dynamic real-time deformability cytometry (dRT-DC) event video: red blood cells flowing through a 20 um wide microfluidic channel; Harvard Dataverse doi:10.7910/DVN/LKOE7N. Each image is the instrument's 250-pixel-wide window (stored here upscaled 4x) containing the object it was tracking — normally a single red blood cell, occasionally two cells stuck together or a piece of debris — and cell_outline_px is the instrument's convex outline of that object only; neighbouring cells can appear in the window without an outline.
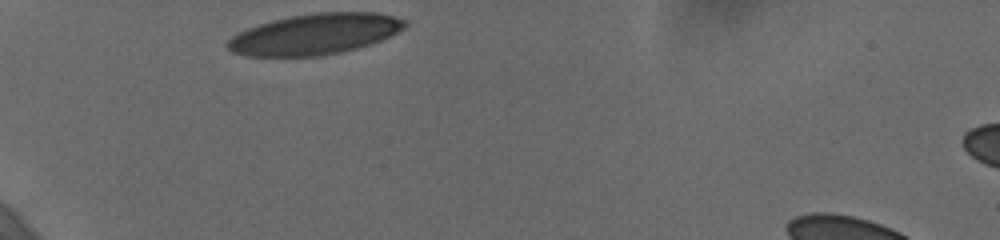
{"species": "human", "species_latin": "Homo sapiens", "temperature_condition": "cold", "stored_images_in_passage": 31, "camera_frame_rate_fps": 3000, "um_per_image_px": 0.085, "donor": {"sex": "female"}, "frame": {"image": 1, "passage_image": 1, "time_ms": 0.0, "image_size_px": [1000, 240], "cell_outline_px": [[408, 24], [404, 28], [380, 40], [356, 48], [340, 52], [320, 56], [248, 56], [232, 52], [224, 44], [232, 36], [248, 28], [272, 20], [292, 16], [316, 12], [376, 12], [392, 16], [404, 20]], "centroid_in_image_um": [26.73, 2.9], "position_along_channel_um": 58.3, "area_um2": 41.79}}
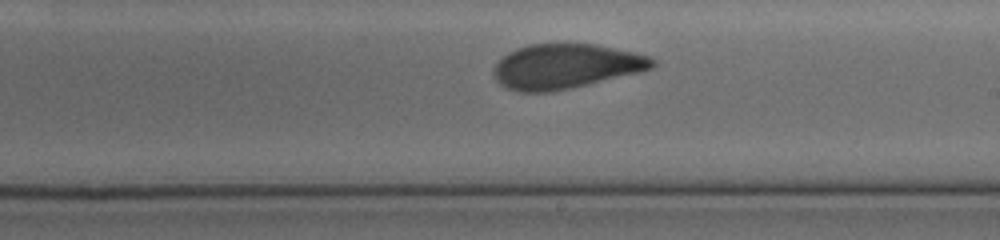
{"frame": {"image": 2, "passage_image": 18, "time_ms": 5.667, "image_size_px": [1000, 240], "cell_outline_px": [[656, 64], [652, 68], [640, 72], [572, 88], [548, 92], [520, 92], [508, 88], [500, 84], [496, 80], [492, 72], [496, 64], [508, 52], [516, 48], [532, 44], [596, 44], [636, 52], [652, 56], [656, 60]], "centroid_in_image_um": [48.12, 5.63], "position_along_channel_um": 240.9, "area_um2": 41.5}}
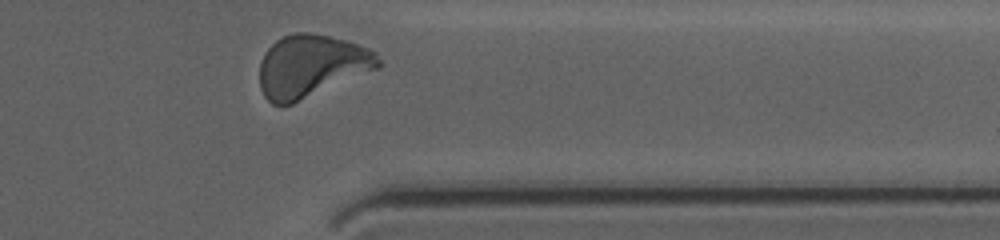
{"frame": {"image": 3, "passage_image": 30, "time_ms": 9.667, "image_size_px": [1000, 240], "cell_outline_px": [[384, 64], [380, 68], [292, 104], [272, 104], [264, 96], [260, 88], [260, 64], [264, 52], [276, 40], [284, 36], [296, 32], [308, 32], [348, 40], [368, 48], [376, 52]], "centroid_in_image_um": [26.49, 5.6], "position_along_channel_um": 384.9, "area_um2": 43.47}, "authors_computed_cell_mechanics": {"area_um2": 41.7894, "velocity_mm_per_s": 3.6361, "shape_relaxation_time_tau1_ms": 5.7636, "shape_relaxation_time_tau2_ms": 1.0492, "deformation_change_tau1": 0.1649, "deformation_change_tau2": 0.0655}}